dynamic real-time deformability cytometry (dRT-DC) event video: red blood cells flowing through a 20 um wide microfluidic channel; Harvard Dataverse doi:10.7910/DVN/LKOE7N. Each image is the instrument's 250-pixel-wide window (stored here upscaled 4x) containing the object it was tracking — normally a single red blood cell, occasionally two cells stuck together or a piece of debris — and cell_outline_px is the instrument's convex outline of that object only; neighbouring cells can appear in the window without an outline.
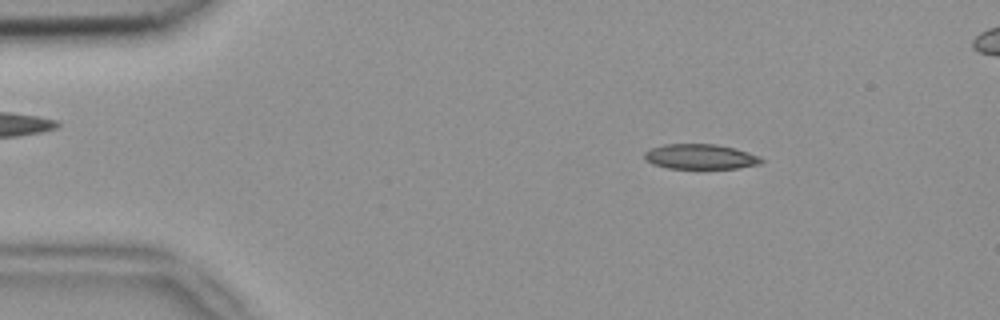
{"species": "common noctule bat (a hibernating species)", "species_latin": "Nyctalus noctula", "temperature_condition": "room temperature", "stored_images_in_passage": 5, "camera_frame_rate_fps": 3000, "um_per_image_px": 0.085, "animal": {"sex": "female", "body_mass_g": 18.4}, "frame": {"image": 1, "passage_image": 2, "time_ms": 0.333, "image_size_px": [1000, 320], "cell_outline_px": [[764, 160], [760, 164], [736, 168], [668, 168], [652, 164], [644, 160], [644, 152], [652, 148], [664, 144], [716, 144], [736, 148], [760, 156]], "centroid_in_image_um": [59.53, 13.31], "position_along_channel_um": 25.5, "area_um2": 17.11}}